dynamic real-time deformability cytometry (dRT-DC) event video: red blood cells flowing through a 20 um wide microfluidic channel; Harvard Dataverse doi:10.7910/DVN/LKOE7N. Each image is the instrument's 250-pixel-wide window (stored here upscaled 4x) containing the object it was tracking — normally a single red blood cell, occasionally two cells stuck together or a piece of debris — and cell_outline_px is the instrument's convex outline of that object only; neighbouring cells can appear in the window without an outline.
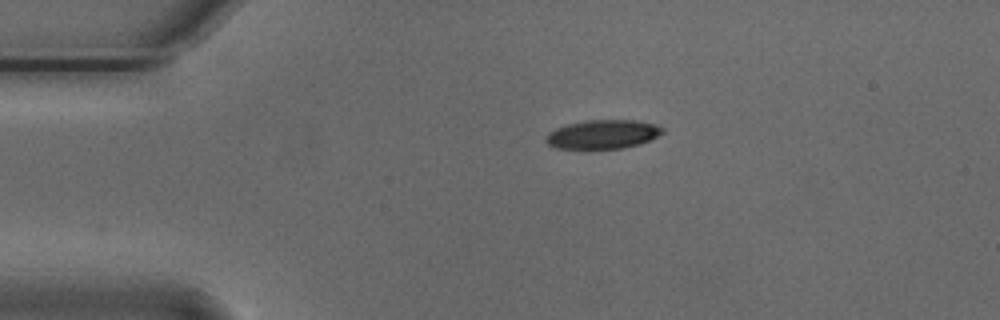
{"species": "Egyptian fruit bat (a non-hibernating species)", "species_latin": "Rousettus aegyptiacus", "temperature_condition": "cold", "stored_images_in_passage": 34, "camera_frame_rate_fps": 3000, "um_per_image_px": 0.085, "animal": {"sex": "male"}, "frame": {"image": 1, "passage_image": 1, "time_ms": 0.0, "image_size_px": [1000, 320], "cell_outline_px": [[664, 132], [640, 144], [620, 148], [556, 148], [548, 144], [544, 140], [556, 128], [568, 124], [588, 120], [636, 120], [652, 124], [664, 128]], "centroid_in_image_um": [51.25, 11.41], "position_along_channel_um": 33.8, "area_um2": 19.19}}
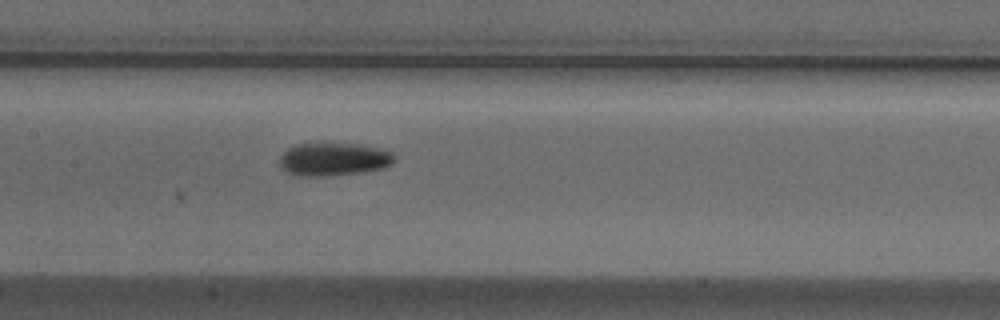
{"frame": {"image": 2, "passage_image": 16, "time_ms": 5.0, "image_size_px": [1000, 320], "cell_outline_px": [[396, 160], [392, 164], [384, 168], [360, 172], [324, 176], [300, 176], [284, 172], [280, 168], [280, 156], [288, 148], [296, 144], [356, 144], [388, 148], [392, 152]], "centroid_in_image_um": [28.39, 13.53], "position_along_channel_um": 179.0, "area_um2": 22.31}}
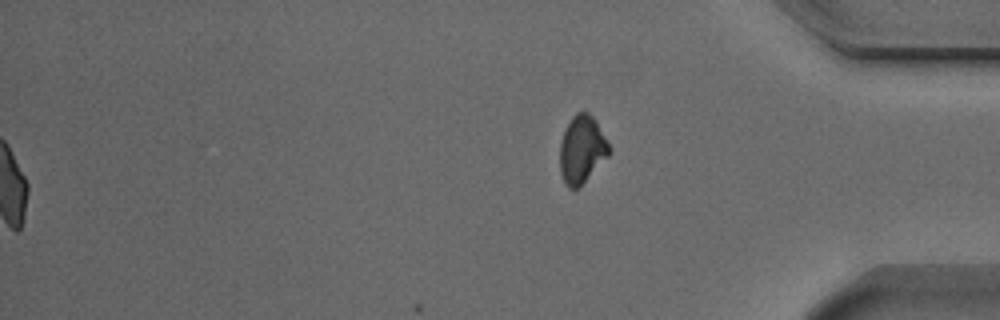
{"frame": {"image": 3, "passage_image": 34, "time_ms": 11.0, "image_size_px": [1000, 320], "cell_outline_px": [[612, 148], [608, 156], [576, 188], [568, 188], [560, 172], [560, 144], [564, 128], [572, 116], [576, 112], [588, 112], [596, 120]], "centroid_in_image_um": [49.46, 12.64], "position_along_channel_um": 385.7, "area_um2": 19.25}, "authors_computed_cell_mechanics": {"area_um2": 20.7791, "velocity_mm_per_s": 3.7282, "shape_relaxation_time_tau1_ms": 2.943, "shape_relaxation_time_tau2_ms": 6.8865, "deformation_change_tau1": 0.0925, "deformation_change_tau2": 0.1176}}